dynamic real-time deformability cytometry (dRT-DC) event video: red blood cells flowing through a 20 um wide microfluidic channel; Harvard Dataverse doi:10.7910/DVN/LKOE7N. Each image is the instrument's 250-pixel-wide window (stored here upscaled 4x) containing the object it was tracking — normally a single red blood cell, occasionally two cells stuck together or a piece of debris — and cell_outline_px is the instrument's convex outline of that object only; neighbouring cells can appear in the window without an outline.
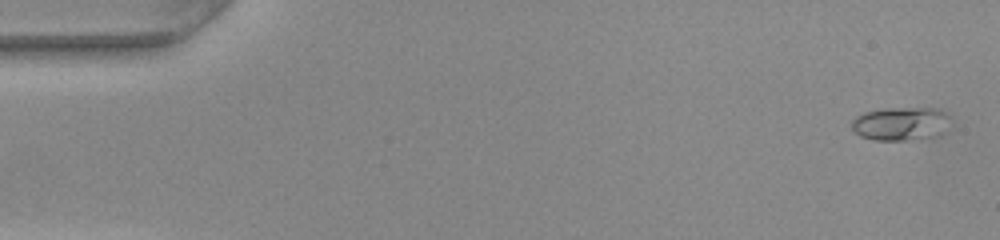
{"species": "common noctule bat (a hibernating species)", "species_latin": "Nyctalus noctula", "temperature_condition": "warm", "stored_images_in_passage": 50, "camera_frame_rate_fps": 3000, "um_per_image_px": 0.085, "animal": {"sex": "female", "body_mass_g": 22.0, "forearm_length_mm": 56.7}, "frame": {"image": 1, "passage_image": 2, "time_ms": 0.333, "image_size_px": [1000, 240], "cell_outline_px": [[952, 124], [940, 136], [904, 140], [872, 140], [860, 136], [852, 128], [852, 120], [856, 116], [864, 112], [884, 108], [936, 108], [944, 112], [952, 120]], "centroid_in_image_um": [76.61, 10.52], "position_along_channel_um": 8.4, "area_um2": 19.59}}
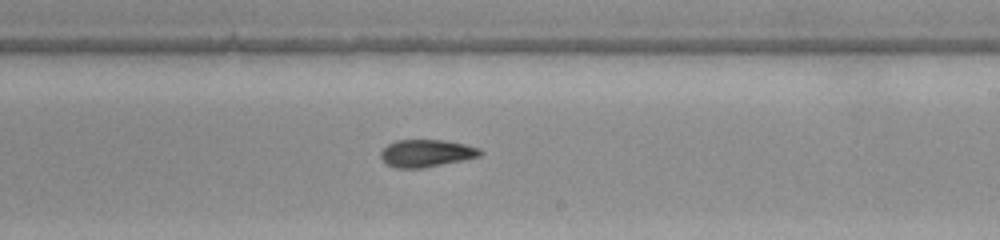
{"frame": {"image": 2, "passage_image": 30, "time_ms": 9.667, "image_size_px": [1000, 240], "cell_outline_px": [[484, 152], [480, 156], [420, 168], [396, 168], [388, 164], [380, 156], [380, 152], [388, 144], [396, 140], [444, 140], [464, 144], [480, 148]], "centroid_in_image_um": [36.24, 13.01], "position_along_channel_um": 252.8, "area_um2": 15.61}}
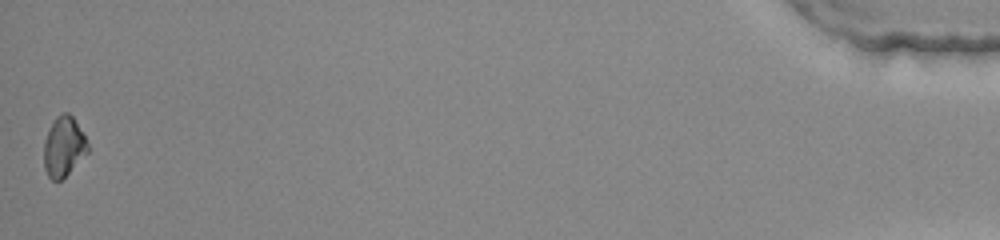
{"frame": {"image": 3, "passage_image": 50, "time_ms": 16.333, "image_size_px": [1000, 240], "cell_outline_px": [[88, 152], [60, 180], [52, 180], [48, 176], [44, 168], [44, 140], [56, 116], [64, 112], [68, 112], [72, 116], [84, 136], [88, 144]], "centroid_in_image_um": [5.39, 12.46], "position_along_channel_um": 429.8, "area_um2": 14.91}, "authors_computed_cell_mechanics": {"area_um2": 15.895, "velocity_mm_per_s": 4.1077, "shape_relaxation_time_tau1_ms": 5.9896, "shape_relaxation_time_tau2_ms": 3.2033, "deformation_change_tau1": 0.1488, "deformation_change_tau2": 0.0662}}